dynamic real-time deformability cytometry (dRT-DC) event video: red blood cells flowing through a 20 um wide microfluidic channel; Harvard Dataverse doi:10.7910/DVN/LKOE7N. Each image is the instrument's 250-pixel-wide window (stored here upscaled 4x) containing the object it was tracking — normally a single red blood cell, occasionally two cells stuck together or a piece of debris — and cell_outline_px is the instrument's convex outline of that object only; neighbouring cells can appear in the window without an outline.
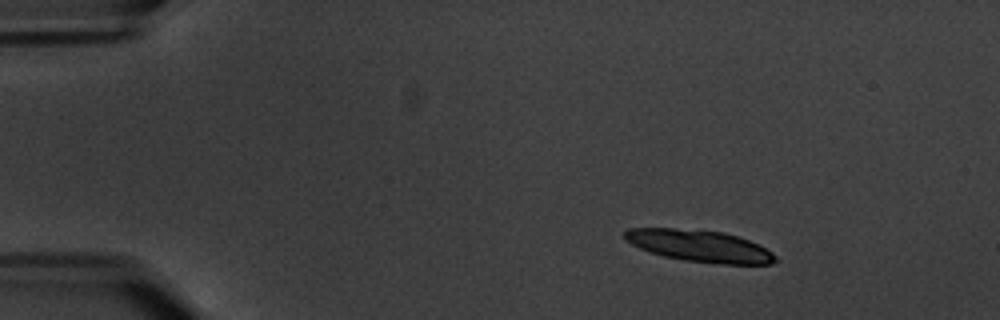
{"species": "common noctule bat (a hibernating species)", "species_latin": "Nyctalus noctula", "temperature_condition": "warm", "stored_images_in_passage": 5, "camera_frame_rate_fps": 3000, "um_per_image_px": 0.085, "animal": {"sex": "male", "body_mass_g": 20.1, "forearm_length_mm": 53.5}, "frame": {"image": 1, "passage_image": 2, "time_ms": 1.333, "image_size_px": [1000, 320], "cell_outline_px": [[776, 260], [772, 264], [720, 264], [684, 260], [664, 256], [640, 248], [624, 240], [624, 232], [628, 228], [676, 228], [724, 232], [748, 240], [772, 252], [776, 256]], "centroid_in_image_um": [59.44, 20.9], "position_along_channel_um": 25.6, "area_um2": 27.69}}